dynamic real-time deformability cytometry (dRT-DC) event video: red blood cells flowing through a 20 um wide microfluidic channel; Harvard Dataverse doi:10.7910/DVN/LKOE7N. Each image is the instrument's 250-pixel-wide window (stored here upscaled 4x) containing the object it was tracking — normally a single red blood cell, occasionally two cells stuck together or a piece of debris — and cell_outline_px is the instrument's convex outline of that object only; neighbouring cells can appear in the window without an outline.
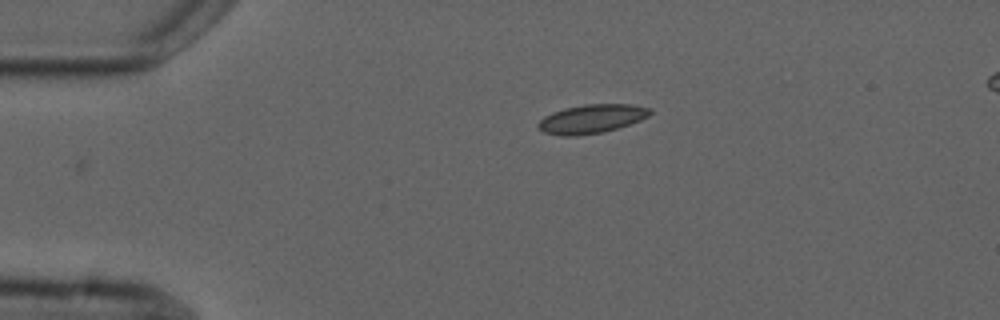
{"species": "common noctule bat (a hibernating species)", "species_latin": "Nyctalus noctula", "temperature_condition": "cold", "stored_images_in_passage": 2, "camera_frame_rate_fps": 3000, "um_per_image_px": 0.085, "animal": {"sex": "male", "forearm_length_mm": 52.5}, "frame": {"image": 1, "passage_image": 2, "time_ms": 1.0, "image_size_px": [1000, 320], "cell_outline_px": [[652, 112], [648, 116], [640, 120], [604, 132], [576, 136], [560, 136], [544, 132], [536, 128], [536, 124], [544, 116], [552, 112], [564, 108], [584, 104], [632, 104], [652, 108]], "centroid_in_image_um": [50.25, 10.1], "position_along_channel_um": 34.7, "area_um2": 18.96}}